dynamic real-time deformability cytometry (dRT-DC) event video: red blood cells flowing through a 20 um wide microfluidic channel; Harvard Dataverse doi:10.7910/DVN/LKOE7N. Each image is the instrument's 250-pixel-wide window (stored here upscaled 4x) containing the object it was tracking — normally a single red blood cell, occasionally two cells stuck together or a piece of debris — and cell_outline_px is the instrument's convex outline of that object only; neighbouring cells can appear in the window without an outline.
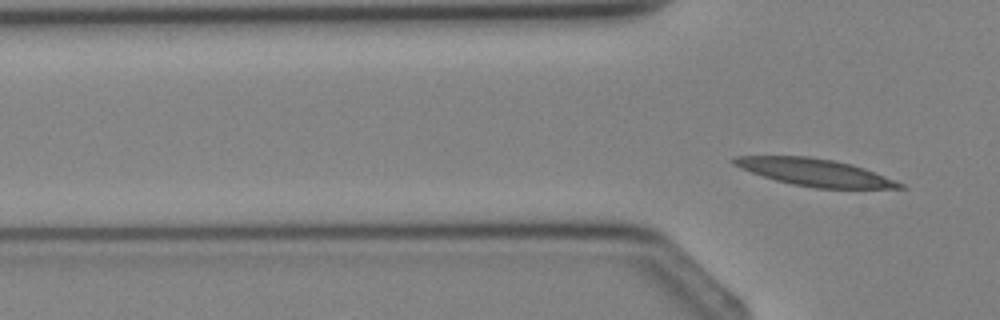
{"species": "Egyptian fruit bat (a non-hibernating species)", "species_latin": "Rousettus aegyptiacus", "temperature_condition": "cold", "stored_images_in_passage": 5, "segment_of_instrument_passage": [2, 2], "camera_frame_rate_fps": 3000, "um_per_image_px": 0.085, "animal": {"sex": "female"}, "frame": {"image": 1, "passage_image": 5, "time_ms": 5.667, "image_size_px": [1000, 320], "cell_outline_px": [[908, 188], [816, 188], [792, 184], [776, 180], [740, 168], [732, 164], [732, 156], [808, 156], [832, 160], [852, 164], [864, 168], [904, 184]], "centroid_in_image_um": [69.24, 14.64], "position_along_channel_um": 56.6, "area_um2": 26.01}}